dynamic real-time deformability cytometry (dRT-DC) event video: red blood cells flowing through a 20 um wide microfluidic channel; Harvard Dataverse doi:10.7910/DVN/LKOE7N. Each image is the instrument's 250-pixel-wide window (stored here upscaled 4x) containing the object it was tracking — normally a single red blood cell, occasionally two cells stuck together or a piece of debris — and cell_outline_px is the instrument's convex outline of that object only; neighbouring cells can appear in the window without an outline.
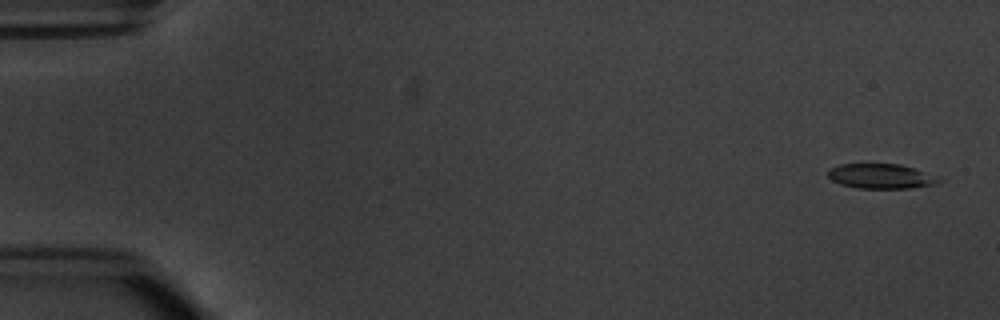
{"species": "common noctule bat (a hibernating species)", "species_latin": "Nyctalus noctula", "temperature_condition": "warm", "stored_images_in_passage": 5, "camera_frame_rate_fps": 3000, "um_per_image_px": 0.085, "animal": {"sex": "male", "body_mass_g": 20.1, "forearm_length_mm": 53.5}, "frame": {"image": 1, "passage_image": 1, "time_ms": 0.0, "image_size_px": [1000, 320], "cell_outline_px": [[944, 180], [936, 184], [908, 188], [856, 188], [840, 184], [832, 180], [828, 176], [828, 168], [840, 164], [900, 164], [912, 168]], "centroid_in_image_um": [74.82, 14.98], "position_along_channel_um": 10.2, "area_um2": 15.84}}
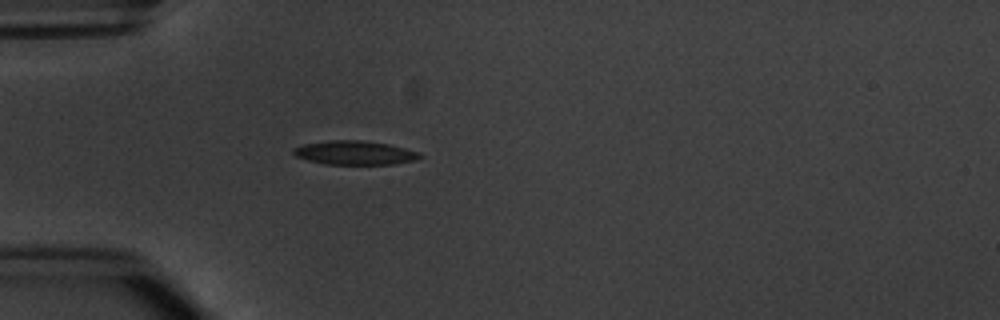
{"frame": {"image": 2, "passage_image": 5, "time_ms": 4.667, "image_size_px": [1000, 320], "cell_outline_px": [[424, 156], [416, 160], [392, 164], [324, 164], [308, 160], [296, 156], [292, 152], [292, 148], [304, 144], [328, 140], [360, 140], [388, 144], [420, 152]], "centroid_in_image_um": [30.15, 12.98], "position_along_channel_um": 54.8, "area_um2": 17.63}}